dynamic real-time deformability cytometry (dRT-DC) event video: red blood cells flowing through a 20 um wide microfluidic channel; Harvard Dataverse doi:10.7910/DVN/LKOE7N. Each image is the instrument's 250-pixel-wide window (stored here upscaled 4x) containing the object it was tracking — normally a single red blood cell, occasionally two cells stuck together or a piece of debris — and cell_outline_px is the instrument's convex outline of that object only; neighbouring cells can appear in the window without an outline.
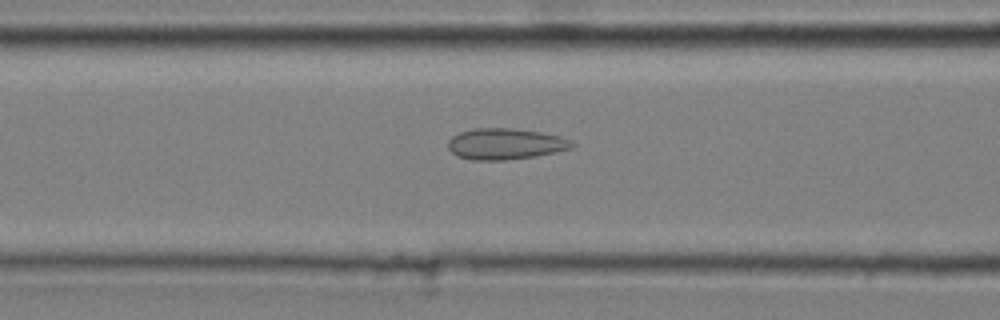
{"species": "common noctule bat (a hibernating species)", "species_latin": "Nyctalus noctula", "temperature_condition": "cold", "stored_images_in_passage": 32, "camera_frame_rate_fps": 3000, "um_per_image_px": 0.085, "animal": {"sex": "male", "body_mass_g": 20.4}, "frame": {"image": 1, "passage_image": 5, "time_ms": 1.333, "image_size_px": [1000, 320], "cell_outline_px": [[576, 144], [572, 148], [556, 152], [536, 156], [504, 160], [472, 160], [456, 156], [448, 148], [448, 140], [452, 136], [460, 132], [472, 128], [512, 128], [540, 132], [560, 136], [572, 140]], "centroid_in_image_um": [42.96, 12.23], "position_along_channel_um": 123.6, "area_um2": 22.66}}
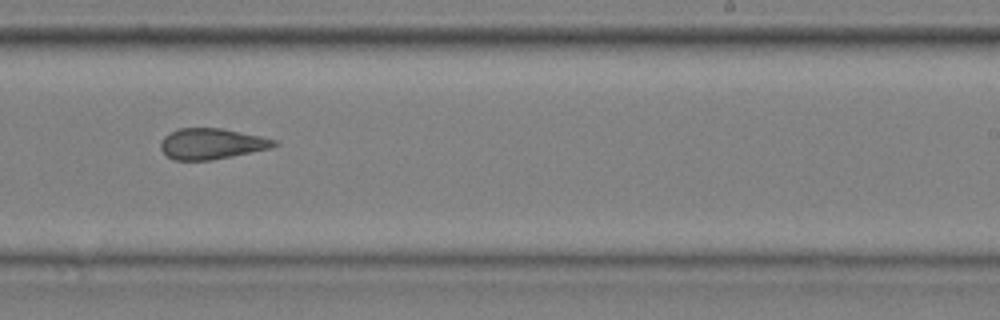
{"frame": {"image": 2, "passage_image": 17, "time_ms": 5.333, "image_size_px": [1000, 320], "cell_outline_px": [[280, 144], [272, 148], [212, 160], [176, 160], [168, 156], [160, 148], [160, 140], [164, 136], [180, 128], [220, 128], [260, 136], [276, 140]], "centroid_in_image_um": [18.0, 12.22], "position_along_channel_um": 271.0, "area_um2": 20.29}}
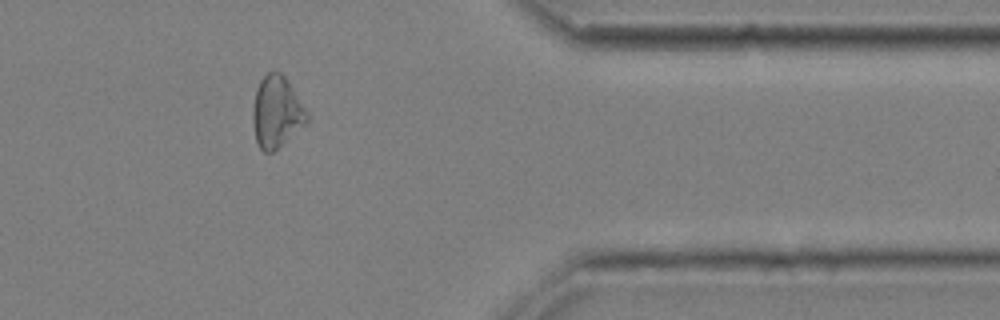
{"frame": {"image": 3, "passage_image": 28, "time_ms": 9.0, "image_size_px": [1000, 320], "cell_outline_px": [[308, 120], [304, 124], [272, 152], [264, 152], [260, 148], [256, 140], [252, 120], [252, 108], [256, 88], [260, 80], [268, 72], [280, 72], [284, 76], [308, 112]], "centroid_in_image_um": [23.47, 9.5], "position_along_channel_um": 387.9, "area_um2": 22.14}}